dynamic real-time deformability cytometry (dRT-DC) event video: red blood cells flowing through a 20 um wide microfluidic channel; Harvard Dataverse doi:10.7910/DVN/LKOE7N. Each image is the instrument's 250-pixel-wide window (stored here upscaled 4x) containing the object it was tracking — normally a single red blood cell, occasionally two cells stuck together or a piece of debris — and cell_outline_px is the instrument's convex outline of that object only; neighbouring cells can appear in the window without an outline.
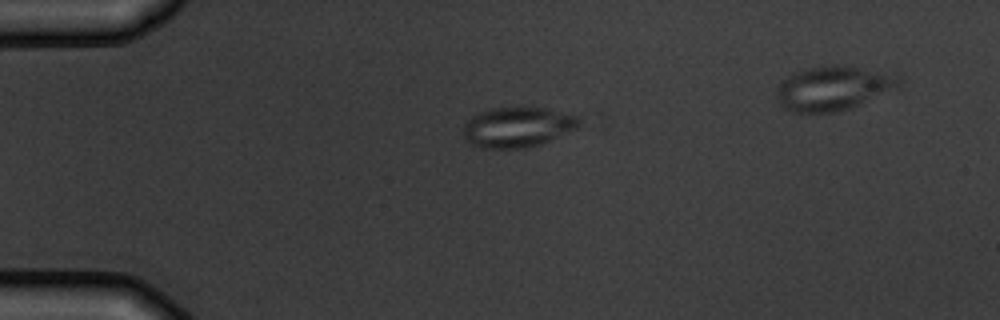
{"species": "common noctule bat (a hibernating species)", "species_latin": "Nyctalus noctula", "temperature_condition": "warm", "stored_images_in_passage": 3, "segment_of_instrument_passage": [1, 2], "camera_frame_rate_fps": 3000, "um_per_image_px": 0.085, "animal": {"sex": "male", "body_mass_g": 19.5, "forearm_length_mm": 54.6}, "frame": {"image": 1, "passage_image": 1, "time_ms": 0.0, "image_size_px": [1000, 320], "cell_outline_px": [[608, 124], [604, 128], [524, 148], [480, 148], [472, 144], [464, 136], [464, 124], [476, 112], [492, 108], [520, 104], [604, 112]], "centroid_in_image_um": [44.96, 10.67], "position_along_channel_um": 40.0, "area_um2": 33.64}}